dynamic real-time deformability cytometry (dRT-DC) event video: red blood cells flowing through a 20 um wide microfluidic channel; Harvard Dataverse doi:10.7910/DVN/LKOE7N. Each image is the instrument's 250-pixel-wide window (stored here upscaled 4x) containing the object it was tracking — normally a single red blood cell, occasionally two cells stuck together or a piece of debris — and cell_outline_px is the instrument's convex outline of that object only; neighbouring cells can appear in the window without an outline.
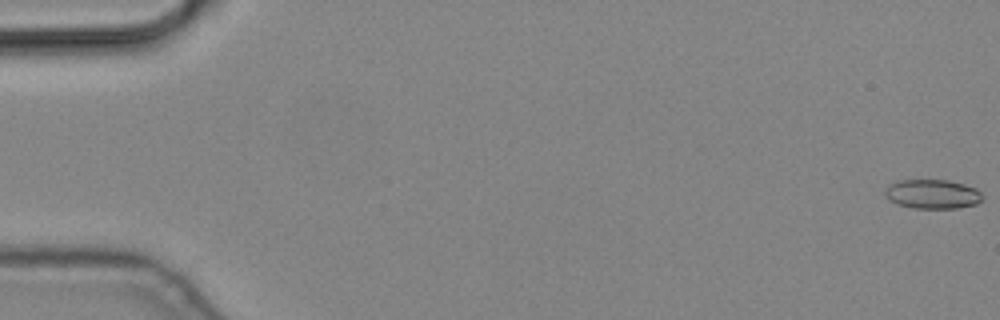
{"species": "common noctule bat (a hibernating species)", "species_latin": "Nyctalus noctula", "temperature_condition": "cold", "stored_images_in_passage": 6, "camera_frame_rate_fps": 3000, "um_per_image_px": 0.085, "animal": {"sex": "male", "body_mass_g": 19.2, "forearm_length_mm": 51.8}, "frame": {"image": 1, "passage_image": 1, "time_ms": 0.0, "image_size_px": [1000, 320], "cell_outline_px": [[984, 196], [976, 204], [956, 208], [912, 208], [900, 204], [892, 200], [884, 192], [888, 184], [900, 180], [948, 180], [964, 184], [976, 188]], "centroid_in_image_um": [79.29, 16.48], "position_along_channel_um": 5.7, "area_um2": 16.42}}
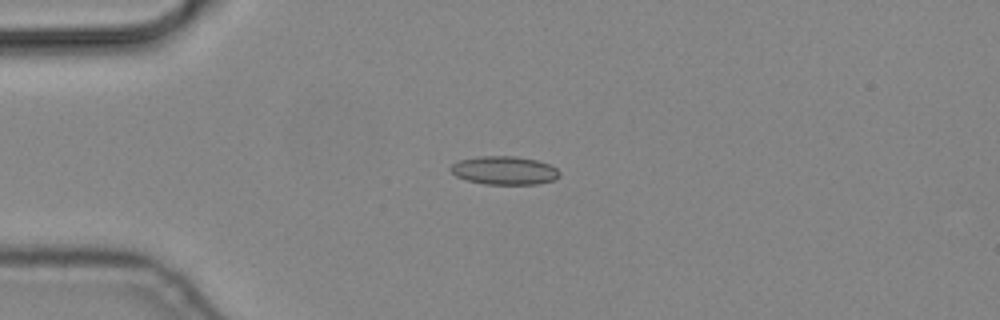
{"frame": {"image": 2, "passage_image": 5, "time_ms": 1.333, "image_size_px": [1000, 320], "cell_outline_px": [[560, 176], [552, 180], [536, 184], [484, 184], [468, 180], [456, 176], [448, 168], [452, 164], [460, 160], [480, 156], [516, 156], [536, 160], [548, 164], [556, 168], [560, 172]], "centroid_in_image_um": [42.86, 14.48], "position_along_channel_um": 42.1, "area_um2": 17.92}}